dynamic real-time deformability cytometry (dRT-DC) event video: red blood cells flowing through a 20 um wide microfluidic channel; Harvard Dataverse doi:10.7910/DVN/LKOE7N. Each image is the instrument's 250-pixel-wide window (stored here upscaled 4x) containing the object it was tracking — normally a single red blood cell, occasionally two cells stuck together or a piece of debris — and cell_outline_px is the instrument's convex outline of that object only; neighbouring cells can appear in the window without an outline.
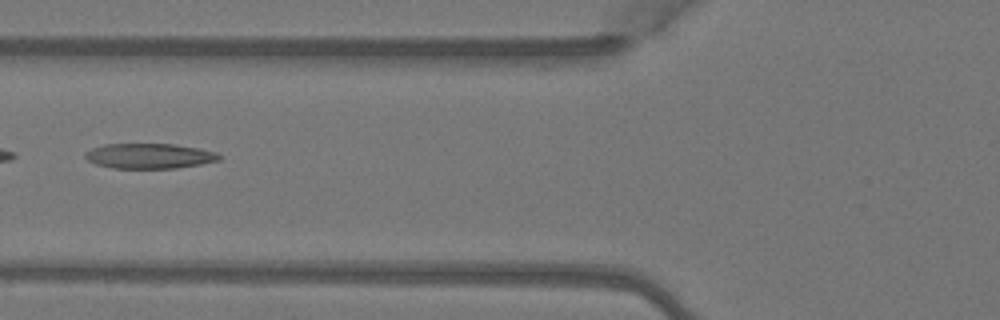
{"species": "Egyptian fruit bat (a non-hibernating species)", "species_latin": "Rousettus aegyptiacus", "temperature_condition": "warm", "stored_images_in_passage": 5, "camera_frame_rate_fps": 3000, "um_per_image_px": 0.085, "animal": {"sex": "female"}, "frame": {"image": 1, "passage_image": 5, "time_ms": 1.333, "image_size_px": [1000, 320], "cell_outline_px": [[224, 156], [220, 160], [200, 164], [176, 168], [112, 168], [96, 164], [88, 160], [84, 156], [84, 152], [92, 148], [104, 144], [176, 144], [200, 148], [216, 152]], "centroid_in_image_um": [12.72, 13.25], "position_along_channel_um": 113.1, "area_um2": 19.77}}